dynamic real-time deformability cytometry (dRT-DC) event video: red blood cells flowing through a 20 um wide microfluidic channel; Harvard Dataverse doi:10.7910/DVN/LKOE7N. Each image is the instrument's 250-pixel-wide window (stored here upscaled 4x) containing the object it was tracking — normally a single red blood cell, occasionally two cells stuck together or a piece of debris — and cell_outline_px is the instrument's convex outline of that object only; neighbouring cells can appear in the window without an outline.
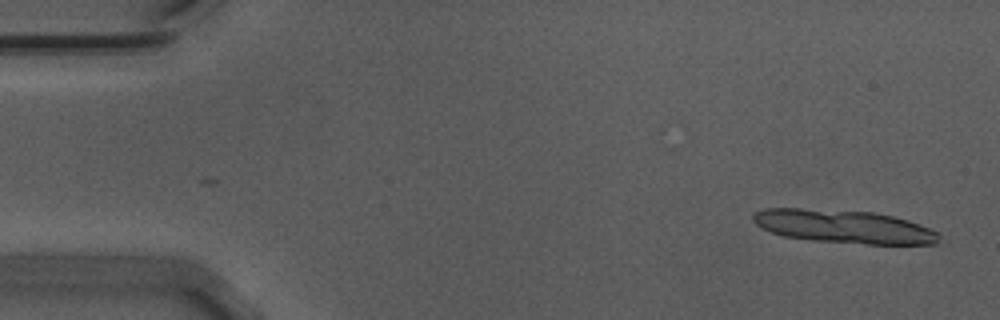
{"species": "Egyptian fruit bat (a non-hibernating species)", "species_latin": "Rousettus aegyptiacus", "temperature_condition": "warm", "stored_images_in_passage": 13, "camera_frame_rate_fps": 3000, "um_per_image_px": 0.085, "animal": {"sex": "male"}, "frame": {"image": 1, "passage_image": 3, "time_ms": 0.667, "image_size_px": [1000, 320], "cell_outline_px": [[940, 236], [936, 244], [868, 244], [812, 240], [784, 236], [772, 232], [756, 224], [752, 220], [752, 216], [756, 212], [764, 208], [800, 208], [876, 212], [908, 220], [920, 224], [936, 232]], "centroid_in_image_um": [71.72, 19.25], "position_along_channel_um": 13.3, "area_um2": 35.89}}